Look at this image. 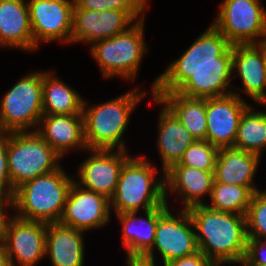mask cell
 Instances as JSON below:
<instances>
[{"label":"cell","instance_id":"1","mask_svg":"<svg viewBox=\"0 0 266 266\" xmlns=\"http://www.w3.org/2000/svg\"><path fill=\"white\" fill-rule=\"evenodd\" d=\"M127 90L103 102L91 103L85 97L83 116L88 149L130 151L126 133L131 126L133 112L140 108L145 98L152 96V92L140 85Z\"/></svg>","mask_w":266,"mask_h":266},{"label":"cell","instance_id":"2","mask_svg":"<svg viewBox=\"0 0 266 266\" xmlns=\"http://www.w3.org/2000/svg\"><path fill=\"white\" fill-rule=\"evenodd\" d=\"M198 249L215 265L240 264L246 254V216L216 211L205 205L187 209Z\"/></svg>","mask_w":266,"mask_h":266},{"label":"cell","instance_id":"3","mask_svg":"<svg viewBox=\"0 0 266 266\" xmlns=\"http://www.w3.org/2000/svg\"><path fill=\"white\" fill-rule=\"evenodd\" d=\"M147 153L138 151L123 165L110 198L112 214L143 212L164 205V172Z\"/></svg>","mask_w":266,"mask_h":266},{"label":"cell","instance_id":"4","mask_svg":"<svg viewBox=\"0 0 266 266\" xmlns=\"http://www.w3.org/2000/svg\"><path fill=\"white\" fill-rule=\"evenodd\" d=\"M146 20L147 17L135 22L125 32L97 41L88 47V54L99 68L101 79H119L131 86L136 82V86L144 87L142 83H137V79L150 49L145 40Z\"/></svg>","mask_w":266,"mask_h":266},{"label":"cell","instance_id":"5","mask_svg":"<svg viewBox=\"0 0 266 266\" xmlns=\"http://www.w3.org/2000/svg\"><path fill=\"white\" fill-rule=\"evenodd\" d=\"M64 168L62 164L57 170L16 188L10 200L11 213L27 221L59 222L74 182L73 173H68Z\"/></svg>","mask_w":266,"mask_h":266},{"label":"cell","instance_id":"6","mask_svg":"<svg viewBox=\"0 0 266 266\" xmlns=\"http://www.w3.org/2000/svg\"><path fill=\"white\" fill-rule=\"evenodd\" d=\"M232 79V65L165 67L148 88L152 93L176 91L187 97H220L232 93Z\"/></svg>","mask_w":266,"mask_h":266},{"label":"cell","instance_id":"7","mask_svg":"<svg viewBox=\"0 0 266 266\" xmlns=\"http://www.w3.org/2000/svg\"><path fill=\"white\" fill-rule=\"evenodd\" d=\"M0 96V133L36 131L43 116L42 70L21 75Z\"/></svg>","mask_w":266,"mask_h":266},{"label":"cell","instance_id":"8","mask_svg":"<svg viewBox=\"0 0 266 266\" xmlns=\"http://www.w3.org/2000/svg\"><path fill=\"white\" fill-rule=\"evenodd\" d=\"M7 161L12 188L57 170L64 161L36 131L7 133Z\"/></svg>","mask_w":266,"mask_h":266},{"label":"cell","instance_id":"9","mask_svg":"<svg viewBox=\"0 0 266 266\" xmlns=\"http://www.w3.org/2000/svg\"><path fill=\"white\" fill-rule=\"evenodd\" d=\"M262 0H221L210 22L231 45L266 41V3Z\"/></svg>","mask_w":266,"mask_h":266},{"label":"cell","instance_id":"10","mask_svg":"<svg viewBox=\"0 0 266 266\" xmlns=\"http://www.w3.org/2000/svg\"><path fill=\"white\" fill-rule=\"evenodd\" d=\"M197 252L195 227L188 211L169 208L158 219L153 246L144 257L164 265Z\"/></svg>","mask_w":266,"mask_h":266},{"label":"cell","instance_id":"11","mask_svg":"<svg viewBox=\"0 0 266 266\" xmlns=\"http://www.w3.org/2000/svg\"><path fill=\"white\" fill-rule=\"evenodd\" d=\"M47 223L9 214L0 234L12 266H37L45 260Z\"/></svg>","mask_w":266,"mask_h":266},{"label":"cell","instance_id":"12","mask_svg":"<svg viewBox=\"0 0 266 266\" xmlns=\"http://www.w3.org/2000/svg\"><path fill=\"white\" fill-rule=\"evenodd\" d=\"M34 44L70 46L74 0H27Z\"/></svg>","mask_w":266,"mask_h":266},{"label":"cell","instance_id":"13","mask_svg":"<svg viewBox=\"0 0 266 266\" xmlns=\"http://www.w3.org/2000/svg\"><path fill=\"white\" fill-rule=\"evenodd\" d=\"M131 151L87 149V155L76 165L74 182L79 186L110 199L116 189L121 169L132 156Z\"/></svg>","mask_w":266,"mask_h":266},{"label":"cell","instance_id":"14","mask_svg":"<svg viewBox=\"0 0 266 266\" xmlns=\"http://www.w3.org/2000/svg\"><path fill=\"white\" fill-rule=\"evenodd\" d=\"M110 199L72 183L65 202L60 224L85 233L106 228L113 222Z\"/></svg>","mask_w":266,"mask_h":266},{"label":"cell","instance_id":"15","mask_svg":"<svg viewBox=\"0 0 266 266\" xmlns=\"http://www.w3.org/2000/svg\"><path fill=\"white\" fill-rule=\"evenodd\" d=\"M232 77V81L237 78L241 85L232 84V93L239 98L246 101L249 98L250 103L256 104L265 95V41L232 45Z\"/></svg>","mask_w":266,"mask_h":266},{"label":"cell","instance_id":"16","mask_svg":"<svg viewBox=\"0 0 266 266\" xmlns=\"http://www.w3.org/2000/svg\"><path fill=\"white\" fill-rule=\"evenodd\" d=\"M164 180L165 202L171 205L170 208L187 210L196 205H205L209 201L214 171L173 165L164 172ZM171 198L177 202L170 200Z\"/></svg>","mask_w":266,"mask_h":266},{"label":"cell","instance_id":"17","mask_svg":"<svg viewBox=\"0 0 266 266\" xmlns=\"http://www.w3.org/2000/svg\"><path fill=\"white\" fill-rule=\"evenodd\" d=\"M252 103L231 93L206 98V139L218 148L233 147L240 119Z\"/></svg>","mask_w":266,"mask_h":266},{"label":"cell","instance_id":"18","mask_svg":"<svg viewBox=\"0 0 266 266\" xmlns=\"http://www.w3.org/2000/svg\"><path fill=\"white\" fill-rule=\"evenodd\" d=\"M152 106L158 107L155 150L160 156V169L165 172L182 158L185 150L196 141L174 113L157 97H149ZM154 103V104H153Z\"/></svg>","mask_w":266,"mask_h":266},{"label":"cell","instance_id":"19","mask_svg":"<svg viewBox=\"0 0 266 266\" xmlns=\"http://www.w3.org/2000/svg\"><path fill=\"white\" fill-rule=\"evenodd\" d=\"M36 132L62 159L73 152L84 157L88 149L83 114L43 115Z\"/></svg>","mask_w":266,"mask_h":266},{"label":"cell","instance_id":"20","mask_svg":"<svg viewBox=\"0 0 266 266\" xmlns=\"http://www.w3.org/2000/svg\"><path fill=\"white\" fill-rule=\"evenodd\" d=\"M169 208L165 203L148 211L112 214L121 227L120 242L125 256H144L152 248L158 219Z\"/></svg>","mask_w":266,"mask_h":266},{"label":"cell","instance_id":"21","mask_svg":"<svg viewBox=\"0 0 266 266\" xmlns=\"http://www.w3.org/2000/svg\"><path fill=\"white\" fill-rule=\"evenodd\" d=\"M178 58L165 67H204L232 65V45L211 23Z\"/></svg>","mask_w":266,"mask_h":266},{"label":"cell","instance_id":"22","mask_svg":"<svg viewBox=\"0 0 266 266\" xmlns=\"http://www.w3.org/2000/svg\"><path fill=\"white\" fill-rule=\"evenodd\" d=\"M20 50L34 55V44L27 0H0V51Z\"/></svg>","mask_w":266,"mask_h":266},{"label":"cell","instance_id":"23","mask_svg":"<svg viewBox=\"0 0 266 266\" xmlns=\"http://www.w3.org/2000/svg\"><path fill=\"white\" fill-rule=\"evenodd\" d=\"M89 234L59 222L47 223L45 259L51 266H85Z\"/></svg>","mask_w":266,"mask_h":266},{"label":"cell","instance_id":"24","mask_svg":"<svg viewBox=\"0 0 266 266\" xmlns=\"http://www.w3.org/2000/svg\"><path fill=\"white\" fill-rule=\"evenodd\" d=\"M262 159L259 155L234 147L219 148L215 163L214 182L260 187L257 185L256 178H258V172L261 171L259 166L262 168Z\"/></svg>","mask_w":266,"mask_h":266},{"label":"cell","instance_id":"25","mask_svg":"<svg viewBox=\"0 0 266 266\" xmlns=\"http://www.w3.org/2000/svg\"><path fill=\"white\" fill-rule=\"evenodd\" d=\"M57 74L54 68L42 70L43 115L83 114L84 95Z\"/></svg>","mask_w":266,"mask_h":266},{"label":"cell","instance_id":"26","mask_svg":"<svg viewBox=\"0 0 266 266\" xmlns=\"http://www.w3.org/2000/svg\"><path fill=\"white\" fill-rule=\"evenodd\" d=\"M152 95L174 113L196 140L206 139V98L187 97L176 91Z\"/></svg>","mask_w":266,"mask_h":266},{"label":"cell","instance_id":"27","mask_svg":"<svg viewBox=\"0 0 266 266\" xmlns=\"http://www.w3.org/2000/svg\"><path fill=\"white\" fill-rule=\"evenodd\" d=\"M234 148L259 155L266 152V112L258 109L257 104H251L243 113Z\"/></svg>","mask_w":266,"mask_h":266},{"label":"cell","instance_id":"28","mask_svg":"<svg viewBox=\"0 0 266 266\" xmlns=\"http://www.w3.org/2000/svg\"><path fill=\"white\" fill-rule=\"evenodd\" d=\"M260 187H246L213 182L209 201L206 203L213 210L246 215L253 194Z\"/></svg>","mask_w":266,"mask_h":266},{"label":"cell","instance_id":"29","mask_svg":"<svg viewBox=\"0 0 266 266\" xmlns=\"http://www.w3.org/2000/svg\"><path fill=\"white\" fill-rule=\"evenodd\" d=\"M98 11L77 8L74 5L70 46L89 47L98 41Z\"/></svg>","mask_w":266,"mask_h":266},{"label":"cell","instance_id":"30","mask_svg":"<svg viewBox=\"0 0 266 266\" xmlns=\"http://www.w3.org/2000/svg\"><path fill=\"white\" fill-rule=\"evenodd\" d=\"M150 0H74V5L80 9L102 11L122 10L125 11L135 22L142 20L148 15L151 8Z\"/></svg>","mask_w":266,"mask_h":266},{"label":"cell","instance_id":"31","mask_svg":"<svg viewBox=\"0 0 266 266\" xmlns=\"http://www.w3.org/2000/svg\"><path fill=\"white\" fill-rule=\"evenodd\" d=\"M219 148L207 140H196L184 152L177 164L195 167L204 171H214Z\"/></svg>","mask_w":266,"mask_h":266},{"label":"cell","instance_id":"32","mask_svg":"<svg viewBox=\"0 0 266 266\" xmlns=\"http://www.w3.org/2000/svg\"><path fill=\"white\" fill-rule=\"evenodd\" d=\"M245 216L248 239L266 241V187L253 194Z\"/></svg>","mask_w":266,"mask_h":266},{"label":"cell","instance_id":"33","mask_svg":"<svg viewBox=\"0 0 266 266\" xmlns=\"http://www.w3.org/2000/svg\"><path fill=\"white\" fill-rule=\"evenodd\" d=\"M98 41L106 40L125 32L135 21L122 10L98 11Z\"/></svg>","mask_w":266,"mask_h":266},{"label":"cell","instance_id":"34","mask_svg":"<svg viewBox=\"0 0 266 266\" xmlns=\"http://www.w3.org/2000/svg\"><path fill=\"white\" fill-rule=\"evenodd\" d=\"M14 191L8 171L7 133H0V193L5 194L11 200Z\"/></svg>","mask_w":266,"mask_h":266},{"label":"cell","instance_id":"35","mask_svg":"<svg viewBox=\"0 0 266 266\" xmlns=\"http://www.w3.org/2000/svg\"><path fill=\"white\" fill-rule=\"evenodd\" d=\"M240 264H261L266 266V241L248 239L246 254Z\"/></svg>","mask_w":266,"mask_h":266},{"label":"cell","instance_id":"36","mask_svg":"<svg viewBox=\"0 0 266 266\" xmlns=\"http://www.w3.org/2000/svg\"><path fill=\"white\" fill-rule=\"evenodd\" d=\"M213 263L202 253L185 256L168 261L164 266H212Z\"/></svg>","mask_w":266,"mask_h":266},{"label":"cell","instance_id":"37","mask_svg":"<svg viewBox=\"0 0 266 266\" xmlns=\"http://www.w3.org/2000/svg\"><path fill=\"white\" fill-rule=\"evenodd\" d=\"M123 260L125 266H164L163 264L144 256H124Z\"/></svg>","mask_w":266,"mask_h":266},{"label":"cell","instance_id":"38","mask_svg":"<svg viewBox=\"0 0 266 266\" xmlns=\"http://www.w3.org/2000/svg\"><path fill=\"white\" fill-rule=\"evenodd\" d=\"M11 212L10 199L3 193H0V234L7 216Z\"/></svg>","mask_w":266,"mask_h":266},{"label":"cell","instance_id":"39","mask_svg":"<svg viewBox=\"0 0 266 266\" xmlns=\"http://www.w3.org/2000/svg\"><path fill=\"white\" fill-rule=\"evenodd\" d=\"M0 266H12L9 256L2 242L0 241Z\"/></svg>","mask_w":266,"mask_h":266},{"label":"cell","instance_id":"40","mask_svg":"<svg viewBox=\"0 0 266 266\" xmlns=\"http://www.w3.org/2000/svg\"><path fill=\"white\" fill-rule=\"evenodd\" d=\"M265 64H266V41H265ZM264 99H266V88H265V95L256 104L259 105Z\"/></svg>","mask_w":266,"mask_h":266},{"label":"cell","instance_id":"41","mask_svg":"<svg viewBox=\"0 0 266 266\" xmlns=\"http://www.w3.org/2000/svg\"><path fill=\"white\" fill-rule=\"evenodd\" d=\"M258 106H259V108H261V106H262L263 110L266 112V99H264Z\"/></svg>","mask_w":266,"mask_h":266},{"label":"cell","instance_id":"42","mask_svg":"<svg viewBox=\"0 0 266 266\" xmlns=\"http://www.w3.org/2000/svg\"><path fill=\"white\" fill-rule=\"evenodd\" d=\"M242 266H265L261 264H241Z\"/></svg>","mask_w":266,"mask_h":266},{"label":"cell","instance_id":"43","mask_svg":"<svg viewBox=\"0 0 266 266\" xmlns=\"http://www.w3.org/2000/svg\"><path fill=\"white\" fill-rule=\"evenodd\" d=\"M216 266H242L241 264H237V265H235V264H231V265H216Z\"/></svg>","mask_w":266,"mask_h":266}]
</instances>
